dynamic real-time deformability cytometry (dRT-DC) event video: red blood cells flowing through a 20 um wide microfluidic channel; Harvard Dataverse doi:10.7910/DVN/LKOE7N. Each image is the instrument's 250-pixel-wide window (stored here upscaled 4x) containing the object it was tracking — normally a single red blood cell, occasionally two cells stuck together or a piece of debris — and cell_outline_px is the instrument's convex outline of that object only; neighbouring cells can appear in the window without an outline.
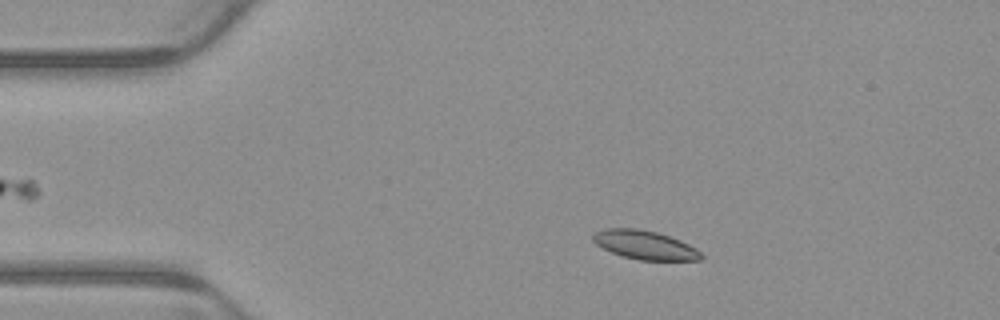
{"species": "common noctule bat (a hibernating species)", "species_latin": "Nyctalus noctula", "temperature_condition": "warm", "stored_images_in_passage": 3, "camera_frame_rate_fps": 3000, "um_per_image_px": 0.085, "animal": {"sex": "male", "body_mass_g": 23.1, "forearm_length_mm": 52.7}, "frame": {"image": 1, "passage_image": 2, "time_ms": 0.333, "image_size_px": [1000, 320], "cell_outline_px": [[704, 256], [700, 260], [640, 260], [624, 256], [612, 252], [596, 244], [592, 240], [592, 236], [596, 232], [604, 228], [636, 228], [656, 232], [680, 240], [696, 248]], "centroid_in_image_um": [54.82, 20.82], "position_along_channel_um": 30.2, "area_um2": 17.98}}